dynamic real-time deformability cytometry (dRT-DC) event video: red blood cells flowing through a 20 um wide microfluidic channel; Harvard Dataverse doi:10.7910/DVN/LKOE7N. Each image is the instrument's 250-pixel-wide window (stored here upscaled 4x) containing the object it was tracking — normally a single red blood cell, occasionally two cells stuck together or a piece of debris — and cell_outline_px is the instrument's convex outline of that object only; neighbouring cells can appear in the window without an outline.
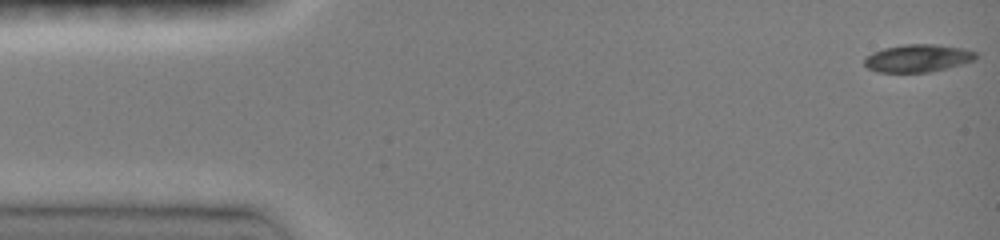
{"species": "common noctule bat (a hibernating species)", "species_latin": "Nyctalus noctula", "temperature_condition": "room temperature", "stored_images_in_passage": 5, "camera_frame_rate_fps": 3000, "um_per_image_px": 0.085, "animal": {"sex": "female", "body_mass_g": 19.0, "forearm_length_mm": 51.5}, "frame": {"image": 1, "passage_image": 1, "time_ms": 0.0, "image_size_px": [1000, 240], "cell_outline_px": [[976, 60], [928, 72], [876, 72], [868, 68], [864, 64], [864, 56], [872, 52], [884, 48], [904, 44], [932, 44], [960, 48], [976, 52]], "centroid_in_image_um": [77.94, 4.94], "position_along_channel_um": 7.1, "area_um2": 17.8}}
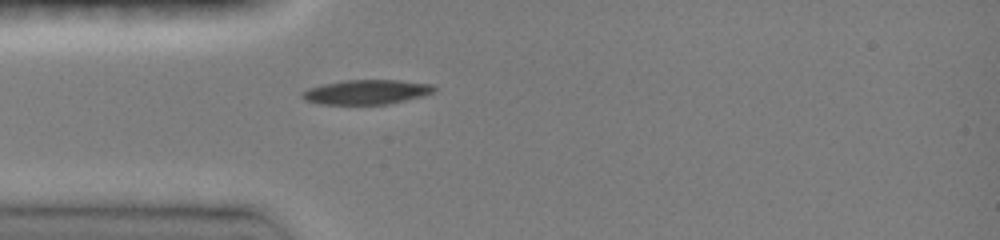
{"frame": {"image": 2, "passage_image": 5, "time_ms": 4.0, "image_size_px": [1000, 240], "cell_outline_px": [[436, 88], [432, 92], [424, 96], [388, 104], [320, 104], [304, 100], [300, 96], [300, 92], [308, 88], [324, 84], [344, 80], [400, 80], [432, 84]], "centroid_in_image_um": [31.13, 7.82], "position_along_channel_um": 53.9, "area_um2": 18.96}}